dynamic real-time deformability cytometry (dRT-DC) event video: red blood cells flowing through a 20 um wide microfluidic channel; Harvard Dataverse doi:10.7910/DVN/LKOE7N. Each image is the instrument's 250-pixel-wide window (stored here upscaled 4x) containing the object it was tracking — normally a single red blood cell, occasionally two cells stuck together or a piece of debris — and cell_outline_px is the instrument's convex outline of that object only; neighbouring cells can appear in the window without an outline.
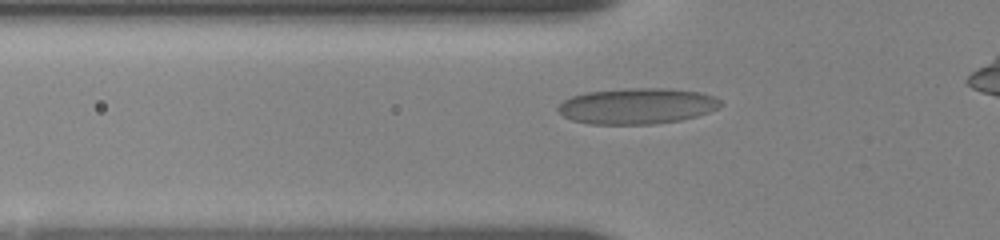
{"species": "human", "species_latin": "Homo sapiens", "temperature_condition": "room temperature", "stored_images_in_passage": 6, "segment_of_instrument_passage": [1, 2], "camera_frame_rate_fps": 3000, "um_per_image_px": 0.085, "donor": {"sex": "female"}, "frame": {"image": 1, "passage_image": 4, "time_ms": 2.667, "image_size_px": [1000, 240], "cell_outline_px": [[724, 104], [708, 112], [696, 116], [680, 120], [652, 124], [592, 124], [572, 120], [564, 116], [556, 108], [564, 100], [572, 96], [588, 92], [628, 88], [664, 88], [700, 92], [712, 96], [720, 100]], "centroid_in_image_um": [54.15, 9.01], "position_along_channel_um": 71.7, "area_um2": 33.76}}